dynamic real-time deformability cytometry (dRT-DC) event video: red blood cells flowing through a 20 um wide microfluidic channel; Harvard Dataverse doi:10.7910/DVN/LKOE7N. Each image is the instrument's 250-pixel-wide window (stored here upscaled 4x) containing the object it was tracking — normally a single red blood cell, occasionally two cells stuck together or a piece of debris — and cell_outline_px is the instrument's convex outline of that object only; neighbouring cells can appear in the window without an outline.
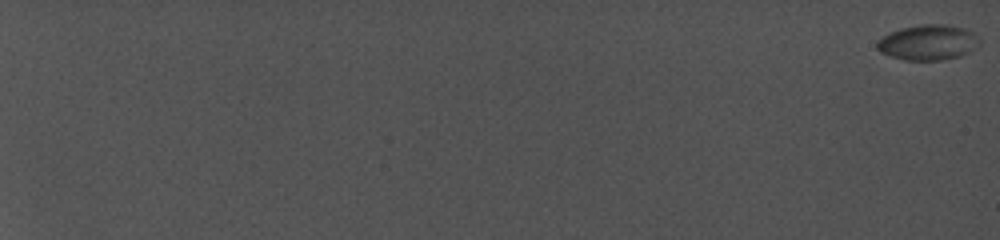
{"species": "common noctule bat (a hibernating species)", "species_latin": "Nyctalus noctula", "temperature_condition": "cold", "stored_images_in_passage": 51, "camera_frame_rate_fps": 5000, "um_per_image_px": 0.085, "animal": {"sex": "female", "body_mass_g": 19.0, "forearm_length_mm": 56.7}, "frame": {"image": 1, "passage_image": 1, "time_ms": 0.0, "image_size_px": [1000, 240], "cell_outline_px": [[980, 44], [968, 52], [960, 56], [940, 60], [904, 60], [880, 52], [876, 48], [876, 44], [884, 36], [892, 32], [904, 28], [924, 24], [940, 24], [960, 28], [972, 32], [980, 40]], "centroid_in_image_um": [78.89, 3.62], "position_along_channel_um": 6.1, "area_um2": 20.58}}
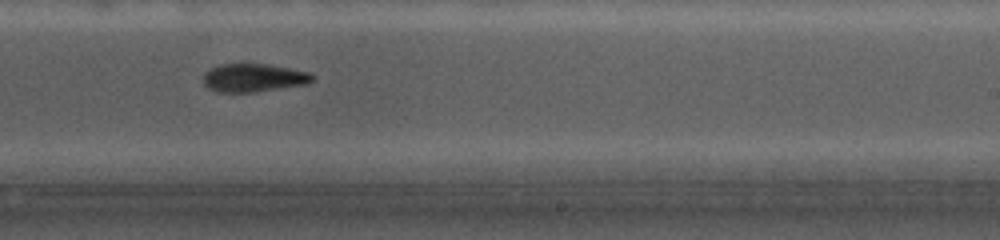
{"frame": {"image": 2, "passage_image": 37, "time_ms": 15.0, "image_size_px": [1000, 240], "cell_outline_px": [[316, 76], [308, 84], [252, 92], [220, 92], [208, 88], [204, 84], [204, 76], [212, 68], [224, 64], [268, 64], [308, 72]], "centroid_in_image_um": [21.6, 6.62], "position_along_channel_um": 267.4, "area_um2": 17.63}}
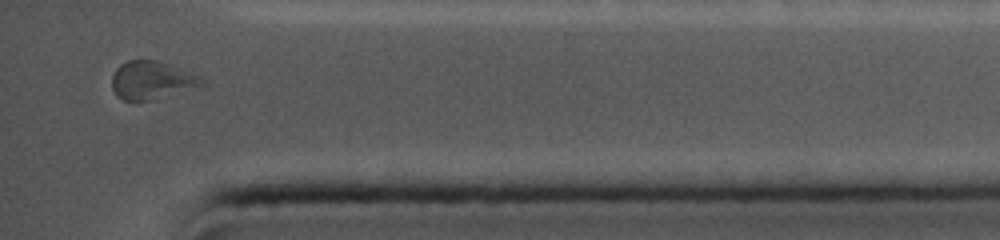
{"frame": {"image": 3, "passage_image": 51, "time_ms": 19.0, "image_size_px": [1000, 240], "cell_outline_px": [[204, 84], [148, 100], [124, 100], [116, 96], [112, 88], [112, 76], [116, 68], [120, 64], [128, 60], [156, 60], [196, 76], [204, 80]], "centroid_in_image_um": [12.77, 6.81], "position_along_channel_um": 422.4, "area_um2": 19.02}, "authors_computed_cell_mechanics": {"area_um2": 18.6694, "velocity_mm_per_s": 3.8631, "shape_relaxation_time_tau1_ms": 7.8782, "shape_relaxation_time_tau2_ms": 2.5154, "deformation_change_tau1": 0.1471, "deformation_change_tau2": 0.0953}}